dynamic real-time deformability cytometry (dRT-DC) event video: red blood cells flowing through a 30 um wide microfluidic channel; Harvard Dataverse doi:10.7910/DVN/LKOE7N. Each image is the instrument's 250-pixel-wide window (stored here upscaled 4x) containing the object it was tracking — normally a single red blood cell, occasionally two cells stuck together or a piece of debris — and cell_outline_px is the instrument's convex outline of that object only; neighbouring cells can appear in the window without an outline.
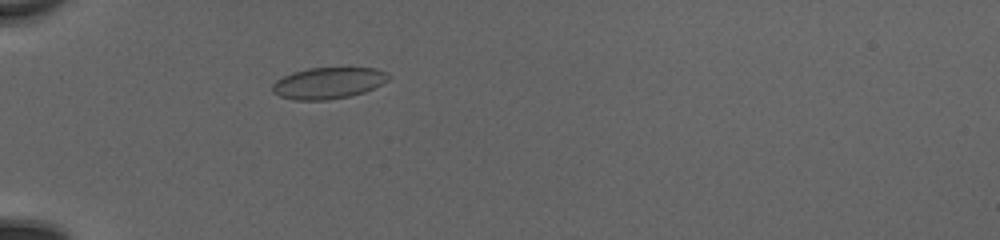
{"species": "common noctule bat (a hibernating species)", "species_latin": "Nyctalus noctula", "temperature_condition": "cold", "stored_images_in_passage": 46, "camera_frame_rate_fps": 3000, "um_per_image_px": 0.085, "animal": {"sex": "female", "body_mass_g": 20.0, "forearm_length_mm": 54.0}, "frame": {"image": 1, "passage_image": 13, "time_ms": 4.0, "image_size_px": [1000, 240], "cell_outline_px": [[392, 76], [388, 80], [364, 92], [348, 96], [328, 100], [292, 100], [280, 96], [272, 92], [272, 84], [276, 80], [292, 72], [308, 68], [376, 68], [388, 72]], "centroid_in_image_um": [27.89, 7.05], "position_along_channel_um": 57.1, "area_um2": 21.27}}
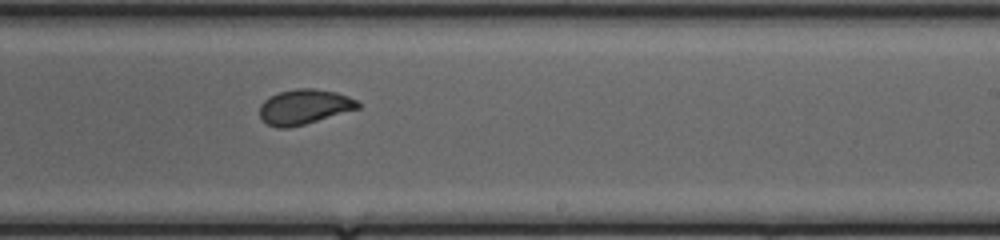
{"frame": {"image": 2, "passage_image": 29, "time_ms": 9.333, "image_size_px": [1000, 240], "cell_outline_px": [[360, 108], [304, 124], [288, 128], [276, 128], [268, 124], [260, 116], [260, 104], [268, 96], [280, 92], [296, 88], [312, 88], [336, 92], [348, 96], [356, 100], [360, 104]], "centroid_in_image_um": [25.85, 9.07], "position_along_channel_um": 263.2, "area_um2": 19.94}}
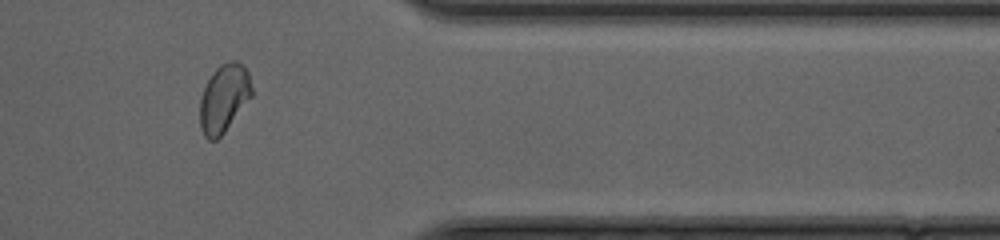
{"frame": {"image": 3, "passage_image": 39, "time_ms": 12.667, "image_size_px": [1000, 240], "cell_outline_px": [[252, 96], [224, 132], [216, 140], [208, 140], [204, 136], [200, 128], [200, 100], [204, 88], [212, 72], [220, 64], [228, 60], [236, 60], [248, 72], [252, 88]], "centroid_in_image_um": [19.02, 8.35], "position_along_channel_um": 392.4, "area_um2": 20.46}, "authors_computed_cell_mechanics": {"area_um2": 20.7791, "velocity_mm_per_s": 4.1809, "shape_relaxation_time_tau1_ms": 8.8354, "shape_relaxation_time_tau2_ms": null, "deformation_change_tau1": 0.1687, "deformation_change_tau2": null}}